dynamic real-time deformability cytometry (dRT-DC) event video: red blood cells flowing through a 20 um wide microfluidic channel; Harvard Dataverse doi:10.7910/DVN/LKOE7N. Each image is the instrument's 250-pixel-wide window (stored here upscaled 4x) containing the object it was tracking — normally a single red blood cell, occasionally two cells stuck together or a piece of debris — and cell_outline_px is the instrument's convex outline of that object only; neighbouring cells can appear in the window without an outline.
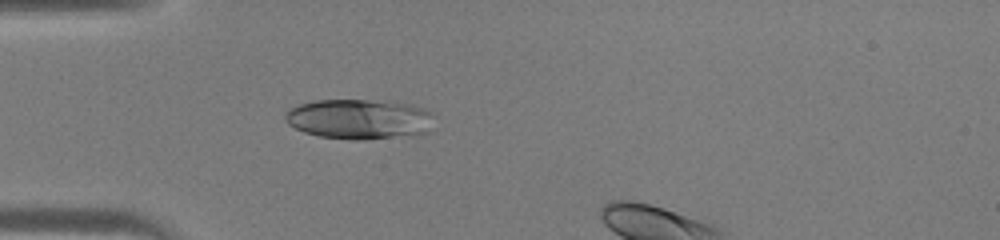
{"species": "human", "species_latin": "Homo sapiens", "temperature_condition": "warm", "stored_images_in_passage": 28, "camera_frame_rate_fps": 3000, "um_per_image_px": 0.085, "donor": {"sex": "male"}, "frame": {"image": 1, "passage_image": 1, "time_ms": 0.0, "image_size_px": [1000, 240], "cell_outline_px": [[436, 116], [428, 132], [412, 136], [356, 140], [320, 136], [304, 132], [288, 124], [284, 120], [284, 112], [300, 104], [316, 100], [388, 100], [412, 104], [424, 108], [432, 112]], "centroid_in_image_um": [30.61, 10.11], "position_along_channel_um": 54.4, "area_um2": 35.37}}
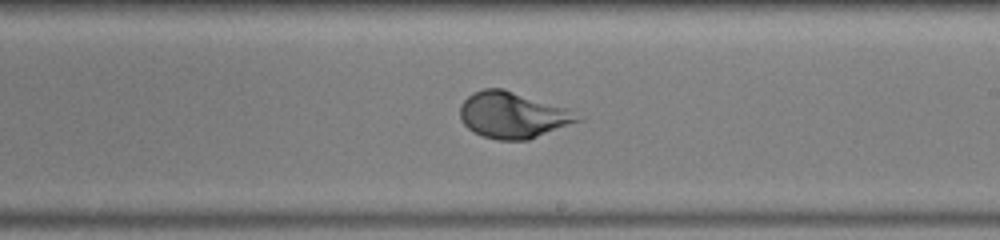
{"frame": {"image": 2, "passage_image": 14, "time_ms": 4.333, "image_size_px": [1000, 240], "cell_outline_px": [[580, 120], [528, 140], [496, 140], [472, 132], [460, 120], [460, 104], [472, 92], [484, 88], [504, 88], [568, 108]], "centroid_in_image_um": [43.51, 9.77], "position_along_channel_um": 245.5, "area_um2": 31.5}}
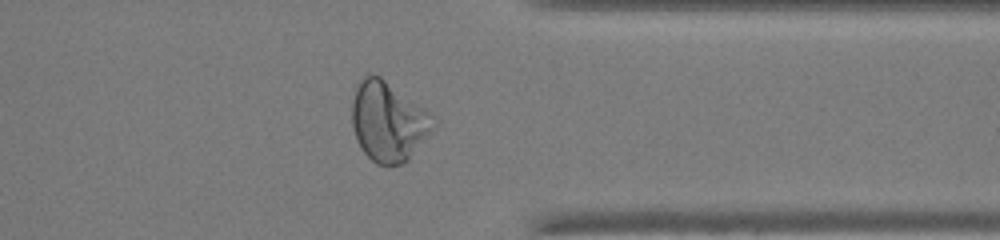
{"frame": {"image": 3, "passage_image": 23, "time_ms": 7.333, "image_size_px": [1000, 240], "cell_outline_px": [[436, 124], [408, 160], [404, 164], [388, 168], [376, 164], [360, 148], [352, 124], [352, 100], [356, 88], [364, 72], [372, 72], [380, 76], [432, 112], [436, 116]], "centroid_in_image_um": [33.01, 10.32], "position_along_channel_um": 378.4, "area_um2": 38.49}}